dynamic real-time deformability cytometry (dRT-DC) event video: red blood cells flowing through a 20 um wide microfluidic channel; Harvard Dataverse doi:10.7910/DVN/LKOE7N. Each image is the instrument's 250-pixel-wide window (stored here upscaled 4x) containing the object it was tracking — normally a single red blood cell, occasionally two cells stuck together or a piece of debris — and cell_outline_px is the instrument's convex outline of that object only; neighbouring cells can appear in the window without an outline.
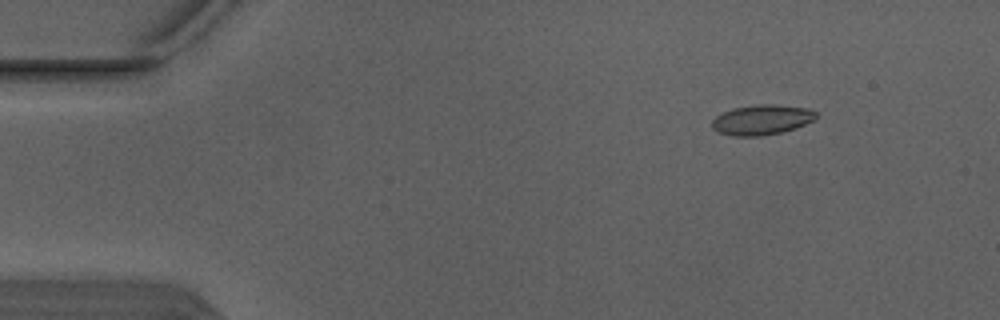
{"species": "Egyptian fruit bat (a non-hibernating species)", "species_latin": "Rousettus aegyptiacus", "temperature_condition": "warm", "stored_images_in_passage": 5, "camera_frame_rate_fps": 3000, "um_per_image_px": 0.085, "animal": {"sex": "male"}, "frame": {"image": 1, "passage_image": 2, "time_ms": 0.333, "image_size_px": [1000, 320], "cell_outline_px": [[816, 120], [796, 128], [780, 132], [760, 136], [732, 136], [720, 132], [712, 128], [712, 120], [716, 116], [732, 108], [756, 104], [776, 104], [808, 108], [816, 112]], "centroid_in_image_um": [64.77, 10.17], "position_along_channel_um": 20.2, "area_um2": 18.32}}
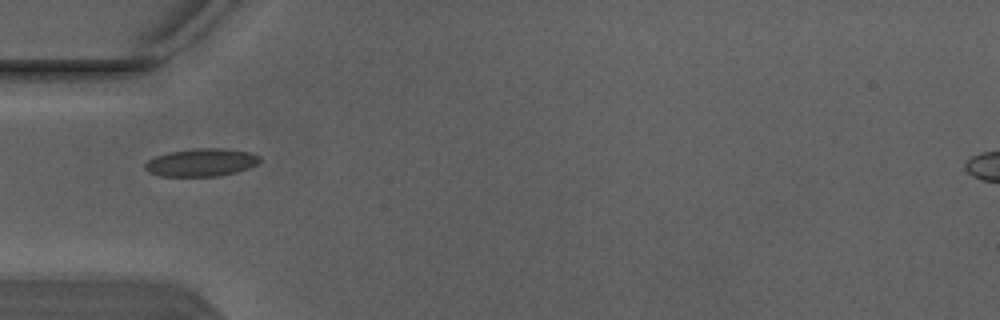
{"frame": {"image": 2, "passage_image": 5, "time_ms": 1.333, "image_size_px": [1000, 320], "cell_outline_px": [[260, 160], [256, 164], [248, 168], [236, 172], [216, 176], [160, 176], [148, 172], [144, 168], [144, 164], [148, 160], [156, 156], [168, 152], [196, 148], [224, 148], [252, 152], [260, 156]], "centroid_in_image_um": [17.1, 13.8], "position_along_channel_um": 67.9, "area_um2": 18.67}}